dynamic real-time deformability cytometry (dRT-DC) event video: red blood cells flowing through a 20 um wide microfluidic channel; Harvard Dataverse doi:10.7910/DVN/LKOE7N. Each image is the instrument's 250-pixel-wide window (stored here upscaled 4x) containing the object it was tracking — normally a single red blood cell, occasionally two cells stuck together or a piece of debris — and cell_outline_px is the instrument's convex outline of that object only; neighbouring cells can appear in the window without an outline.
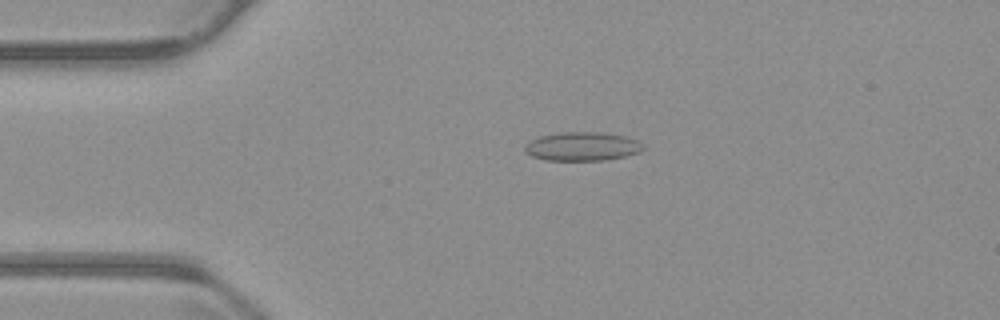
{"species": "common noctule bat (a hibernating species)", "species_latin": "Nyctalus noctula", "temperature_condition": "warm", "stored_images_in_passage": 55, "camera_frame_rate_fps": 3000, "um_per_image_px": 0.085, "animal": {"sex": "male", "body_mass_g": 23.1, "forearm_length_mm": 52.7}, "frame": {"image": 1, "passage_image": 12, "time_ms": 3.667, "image_size_px": [1000, 320], "cell_outline_px": [[644, 148], [640, 152], [624, 156], [604, 160], [544, 160], [532, 156], [524, 152], [524, 144], [540, 136], [564, 132], [604, 132], [624, 136], [636, 140], [644, 144]], "centroid_in_image_um": [49.48, 12.44], "position_along_channel_um": 35.5, "area_um2": 19.83}}
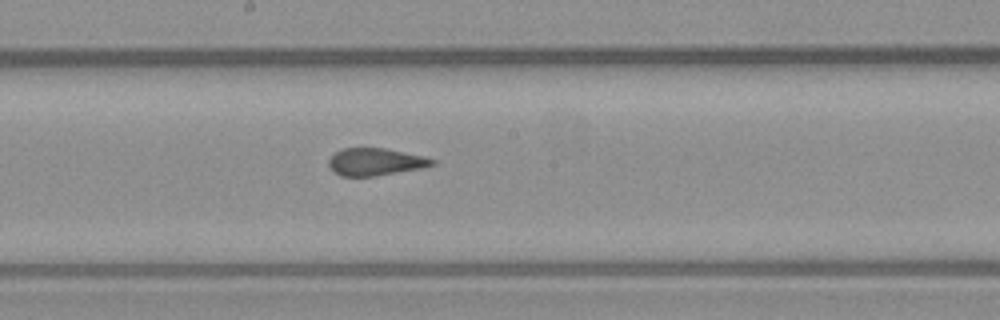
{"frame": {"image": 2, "passage_image": 29, "time_ms": 9.333, "image_size_px": [1000, 320], "cell_outline_px": [[436, 164], [424, 168], [376, 176], [340, 176], [328, 164], [328, 160], [336, 152], [344, 148], [384, 148], [424, 156], [436, 160]], "centroid_in_image_um": [31.96, 13.76], "position_along_channel_um": 216.2, "area_um2": 16.47}}
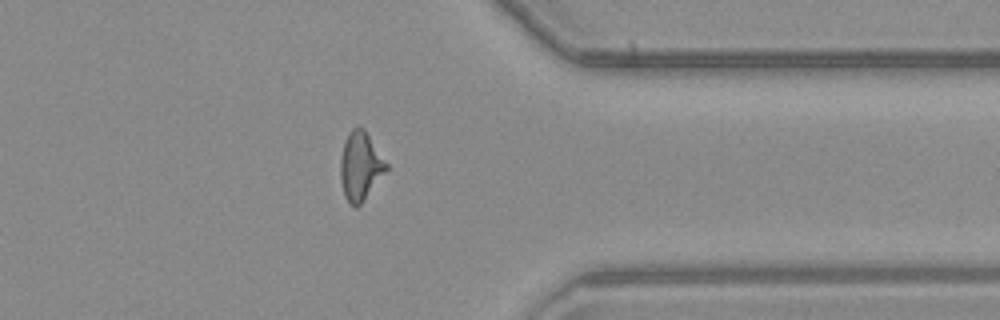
{"frame": {"image": 3, "passage_image": 43, "time_ms": 14.0, "image_size_px": [1000, 320], "cell_outline_px": [[388, 168], [360, 204], [356, 208], [348, 204], [344, 196], [340, 180], [340, 160], [344, 140], [348, 132], [352, 128], [364, 128], [388, 164]], "centroid_in_image_um": [30.6, 14.12], "position_along_channel_um": 380.8, "area_um2": 18.26}, "authors_computed_cell_mechanics": {"area_um2": 17.8602, "velocity_mm_per_s": 3.7655, "shape_relaxation_time_tau1_ms": null, "shape_relaxation_time_tau2_ms": 1.2428, "deformation_change_tau1": null, "deformation_change_tau2": 0.0589}}